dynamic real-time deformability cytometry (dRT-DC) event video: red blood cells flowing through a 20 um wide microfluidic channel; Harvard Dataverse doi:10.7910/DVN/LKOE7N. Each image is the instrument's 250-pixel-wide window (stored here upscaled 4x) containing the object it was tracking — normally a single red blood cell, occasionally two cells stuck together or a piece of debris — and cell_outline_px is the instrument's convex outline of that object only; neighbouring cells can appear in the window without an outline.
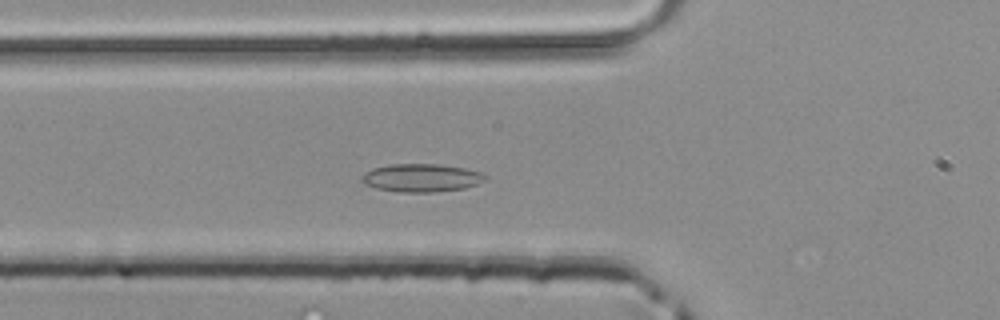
{"species": "common noctule bat (a hibernating species)", "species_latin": "Nyctalus noctula", "temperature_condition": "room temperature", "stored_images_in_passage": 40, "camera_frame_rate_fps": 3000, "um_per_image_px": 0.085, "animal": {"sex": "male", "body_mass_g": 20.4}, "frame": {"image": 1, "passage_image": 13, "time_ms": 4.0, "image_size_px": [1000, 320], "cell_outline_px": [[488, 176], [484, 180], [476, 184], [464, 188], [436, 192], [396, 192], [376, 188], [364, 184], [360, 180], [360, 176], [364, 172], [372, 168], [388, 164], [440, 164], [464, 168], [480, 172]], "centroid_in_image_um": [35.76, 15.11], "position_along_channel_um": 90.0, "area_um2": 20.4}}
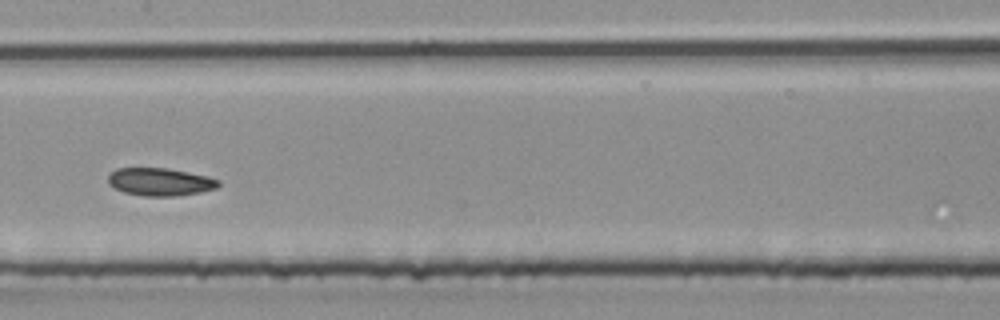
{"frame": {"image": 2, "passage_image": 20, "time_ms": 6.333, "image_size_px": [1000, 320], "cell_outline_px": [[220, 184], [216, 188], [200, 192], [176, 196], [144, 196], [124, 192], [112, 188], [108, 184], [108, 176], [116, 168], [168, 168], [208, 176], [220, 180]], "centroid_in_image_um": [13.59, 15.46], "position_along_channel_um": 193.8, "area_um2": 17.98}}
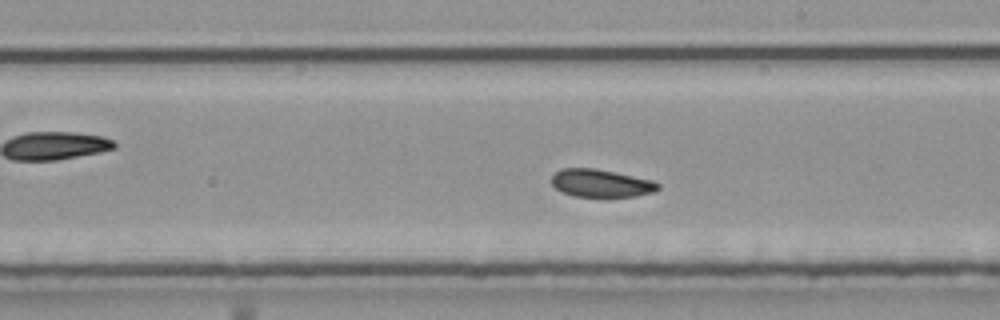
{"frame": {"image": 3, "passage_image": 23, "time_ms": 7.333, "image_size_px": [1000, 320], "cell_outline_px": [[660, 188], [652, 192], [636, 196], [572, 196], [560, 192], [552, 184], [552, 176], [560, 168], [596, 168], [652, 180], [660, 184]], "centroid_in_image_um": [51.06, 15.56], "position_along_channel_um": 237.9, "area_um2": 17.17}}